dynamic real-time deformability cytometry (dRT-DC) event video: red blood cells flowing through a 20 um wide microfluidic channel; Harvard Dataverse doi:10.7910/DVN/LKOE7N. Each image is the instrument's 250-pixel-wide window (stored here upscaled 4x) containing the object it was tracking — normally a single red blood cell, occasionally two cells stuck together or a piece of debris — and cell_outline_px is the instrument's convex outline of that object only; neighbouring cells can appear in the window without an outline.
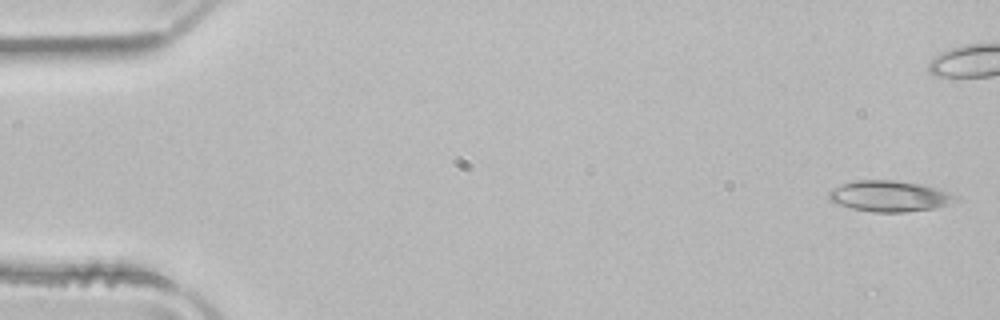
{"species": "common noctule bat (a hibernating species)", "species_latin": "Nyctalus noctula", "temperature_condition": "room temperature", "stored_images_in_passage": 51, "camera_frame_rate_fps": 3000, "um_per_image_px": 0.085, "animal": {"sex": "male", "body_mass_g": 21.5, "forearm_length_mm": 52.0}, "frame": {"image": 1, "passage_image": 1, "time_ms": 0.0, "image_size_px": [1000, 320], "cell_outline_px": [[956, 200], [936, 208], [904, 212], [872, 212], [852, 208], [828, 200], [828, 192], [832, 188], [856, 180], [892, 180], [920, 184], [936, 188], [956, 196]], "centroid_in_image_um": [75.56, 16.67], "position_along_channel_um": 9.4, "area_um2": 22.48}}
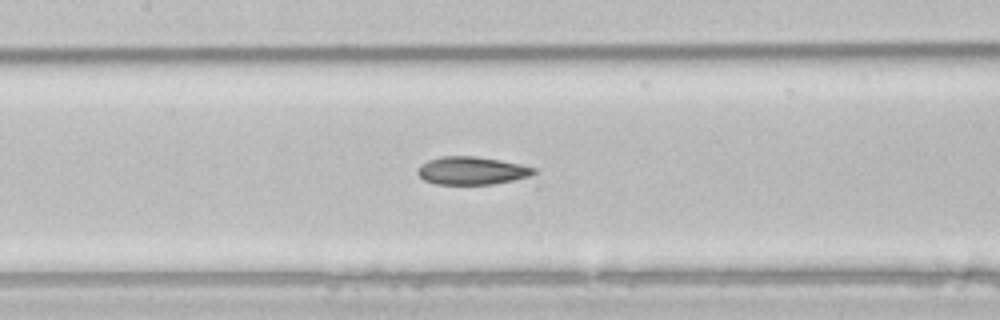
{"frame": {"image": 2, "passage_image": 23, "time_ms": 7.333, "image_size_px": [1000, 320], "cell_outline_px": [[540, 172], [532, 180], [492, 184], [436, 184], [424, 180], [416, 172], [416, 168], [420, 164], [428, 160], [444, 156], [476, 156], [500, 160], [520, 164], [536, 168]], "centroid_in_image_um": [40.27, 14.53], "position_along_channel_um": 167.1, "area_um2": 19.77}}
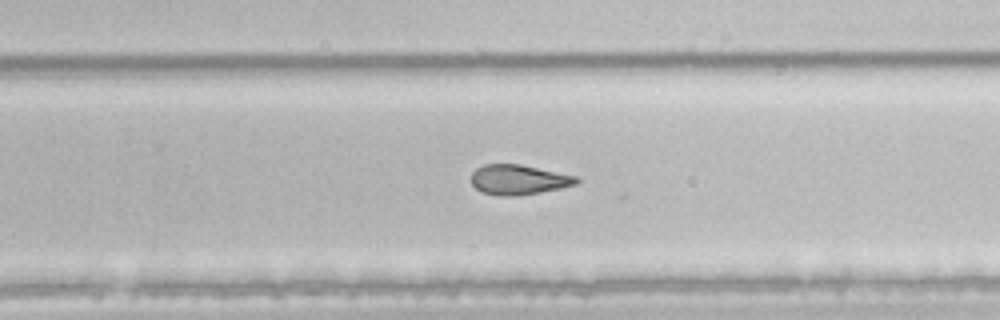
{"frame": {"image": 3, "passage_image": 32, "time_ms": 10.333, "image_size_px": [1000, 320], "cell_outline_px": [[580, 180], [576, 184], [560, 188], [540, 192], [516, 196], [500, 196], [484, 192], [476, 188], [472, 184], [472, 172], [476, 168], [484, 164], [520, 164], [576, 176]], "centroid_in_image_um": [44.07, 15.27], "position_along_channel_um": 285.7, "area_um2": 18.21}, "authors_computed_cell_mechanics": {"area_um2": 20.808, "velocity_mm_per_s": 3.975, "shape_relaxation_time_tau1_ms": null, "shape_relaxation_time_tau2_ms": 4.6979, "deformation_change_tau1": null, "deformation_change_tau2": 0.1172}}